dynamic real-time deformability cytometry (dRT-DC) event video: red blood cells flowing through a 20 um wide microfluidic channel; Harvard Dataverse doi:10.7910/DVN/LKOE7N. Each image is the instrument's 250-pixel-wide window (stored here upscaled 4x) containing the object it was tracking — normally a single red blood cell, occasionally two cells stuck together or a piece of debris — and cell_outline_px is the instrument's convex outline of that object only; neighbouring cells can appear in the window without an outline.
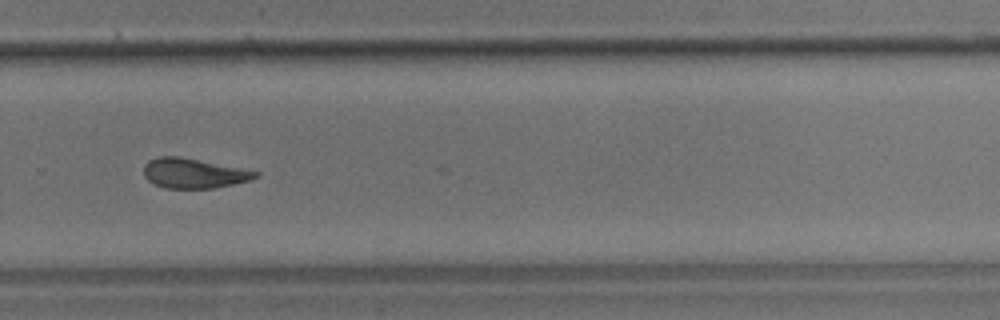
{"species": "common noctule bat (a hibernating species)", "species_latin": "Nyctalus noctula", "temperature_condition": "room temperature", "stored_images_in_passage": 43, "camera_frame_rate_fps": 3000, "um_per_image_px": 0.085, "animal": {"sex": "male", "body_mass_g": 17.9}, "frame": {"image": 1, "passage_image": 25, "time_ms": 8.0, "image_size_px": [1000, 320], "cell_outline_px": [[260, 176], [248, 180], [232, 184], [212, 188], [164, 188], [148, 180], [144, 176], [144, 164], [148, 160], [160, 156], [180, 156], [260, 172]], "centroid_in_image_um": [16.43, 14.72], "position_along_channel_um": 313.4, "area_um2": 19.25}, "authors_computed_cell_mechanics": {"area_um2": 20.1722, "velocity_mm_per_s": 3.6253, "shape_relaxation_time_tau1_ms": null, "shape_relaxation_time_tau2_ms": 5.1566, "deformation_change_tau1": null, "deformation_change_tau2": 0.1288}}